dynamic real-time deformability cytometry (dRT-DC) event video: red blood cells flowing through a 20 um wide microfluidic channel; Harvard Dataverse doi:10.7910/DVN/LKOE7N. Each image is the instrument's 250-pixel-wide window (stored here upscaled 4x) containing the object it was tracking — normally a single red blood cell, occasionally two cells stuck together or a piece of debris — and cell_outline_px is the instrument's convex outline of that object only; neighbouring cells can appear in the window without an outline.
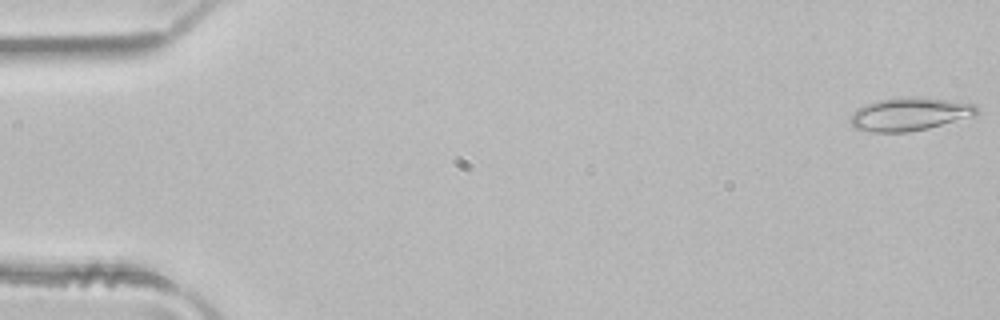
{"species": "common noctule bat (a hibernating species)", "species_latin": "Nyctalus noctula", "temperature_condition": "room temperature", "stored_images_in_passage": 4, "camera_frame_rate_fps": 3000, "um_per_image_px": 0.085, "animal": {"sex": "male", "body_mass_g": 21.5, "forearm_length_mm": 52.0}, "frame": {"image": 1, "passage_image": 1, "time_ms": 0.0, "image_size_px": [1000, 320], "cell_outline_px": [[980, 112], [972, 116], [928, 128], [908, 132], [872, 132], [852, 128], [848, 120], [852, 112], [864, 104], [880, 100], [916, 96], [948, 100], [976, 104], [980, 108]], "centroid_in_image_um": [77.29, 9.7], "position_along_channel_um": 7.7, "area_um2": 24.51}}